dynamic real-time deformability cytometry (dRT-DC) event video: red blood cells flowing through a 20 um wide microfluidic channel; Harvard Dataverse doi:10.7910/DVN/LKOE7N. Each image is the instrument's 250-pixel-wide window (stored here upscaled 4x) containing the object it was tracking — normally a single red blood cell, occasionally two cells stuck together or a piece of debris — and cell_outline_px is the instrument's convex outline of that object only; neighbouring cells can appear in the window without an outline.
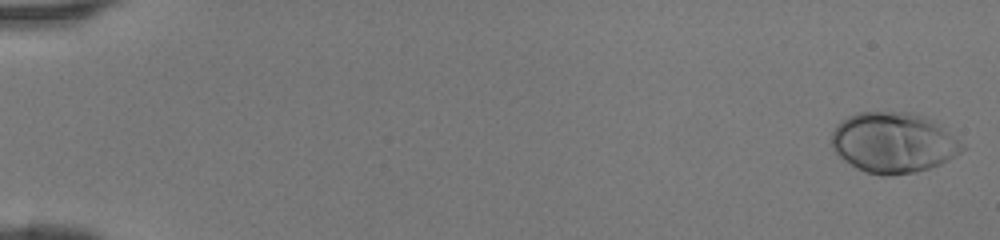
{"species": "human", "species_latin": "Homo sapiens", "temperature_condition": "room temperature", "stored_images_in_passage": 46, "camera_frame_rate_fps": 3000, "um_per_image_px": 0.085, "donor": {"sex": "female"}, "frame": {"image": 1, "passage_image": 1, "time_ms": 0.0, "image_size_px": [1000, 240], "cell_outline_px": [[964, 148], [956, 156], [940, 164], [928, 168], [912, 172], [888, 176], [884, 176], [868, 172], [856, 168], [844, 160], [832, 148], [832, 132], [848, 116], [860, 112], [908, 112], [924, 116], [936, 120], [960, 140]], "centroid_in_image_um": [75.97, 12.11], "position_along_channel_um": 9.0, "area_um2": 45.84}}
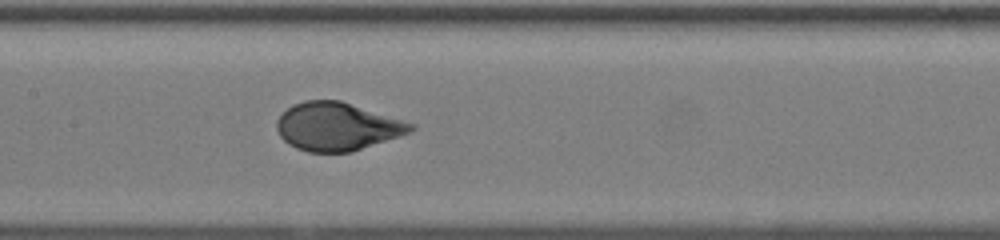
{"frame": {"image": 2, "passage_image": 24, "time_ms": 7.667, "image_size_px": [1000, 240], "cell_outline_px": [[416, 128], [412, 132], [352, 152], [308, 152], [296, 148], [288, 144], [280, 136], [276, 128], [276, 120], [292, 104], [304, 100], [340, 100], [416, 124]], "centroid_in_image_um": [28.66, 10.76], "position_along_channel_um": 178.7, "area_um2": 37.69}}
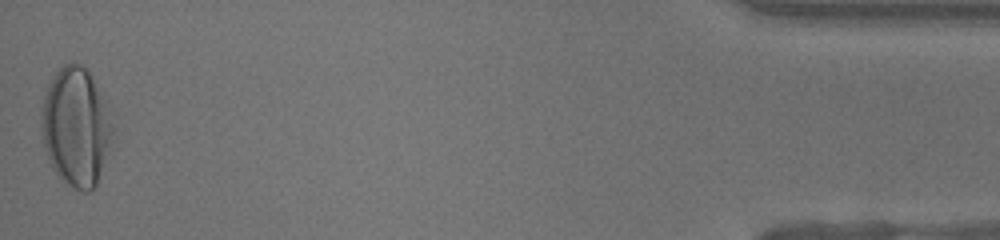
{"frame": {"image": 3, "passage_image": 46, "time_ms": 15.0, "image_size_px": [1000, 240], "cell_outline_px": [[116, 132], [112, 148], [96, 184], [88, 192], [84, 192], [60, 180], [52, 168], [48, 160], [44, 144], [40, 124], [40, 116], [44, 96], [48, 84], [56, 72], [64, 64], [80, 64], [88, 68], [104, 100], [116, 128]], "centroid_in_image_um": [6.49, 10.81], "position_along_channel_um": 428.7, "area_um2": 50.05}}